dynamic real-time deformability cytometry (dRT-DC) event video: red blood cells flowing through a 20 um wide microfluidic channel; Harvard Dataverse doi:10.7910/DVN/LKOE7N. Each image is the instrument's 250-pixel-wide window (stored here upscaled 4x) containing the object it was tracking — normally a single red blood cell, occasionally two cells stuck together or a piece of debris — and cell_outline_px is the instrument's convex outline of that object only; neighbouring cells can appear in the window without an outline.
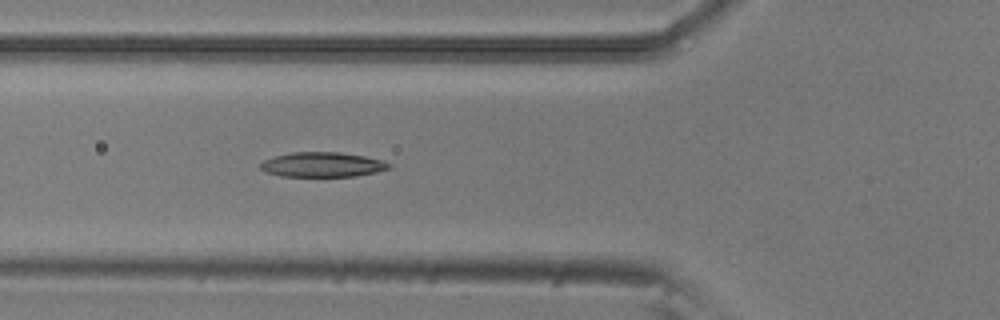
{"species": "common noctule bat (a hibernating species)", "species_latin": "Nyctalus noctula", "temperature_condition": "room temperature", "stored_images_in_passage": 2, "camera_frame_rate_fps": 3000, "um_per_image_px": 0.085, "animal": {"sex": "male", "body_mass_g": 20.5, "forearm_length_mm": 52.5}, "frame": {"image": 1, "passage_image": 2, "time_ms": 0.333, "image_size_px": [1000, 320], "cell_outline_px": [[392, 168], [376, 172], [356, 176], [280, 176], [264, 172], [260, 168], [260, 164], [264, 160], [276, 156], [292, 152], [340, 152], [364, 156], [384, 160], [392, 164]], "centroid_in_image_um": [27.44, 13.99], "position_along_channel_um": 98.4, "area_um2": 18.67}}